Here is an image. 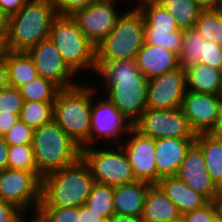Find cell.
I'll use <instances>...</instances> for the list:
<instances>
[{
	"mask_svg": "<svg viewBox=\"0 0 222 222\" xmlns=\"http://www.w3.org/2000/svg\"><path fill=\"white\" fill-rule=\"evenodd\" d=\"M56 16L49 0H28L19 12L6 19V50L27 52L49 38Z\"/></svg>",
	"mask_w": 222,
	"mask_h": 222,
	"instance_id": "3",
	"label": "cell"
},
{
	"mask_svg": "<svg viewBox=\"0 0 222 222\" xmlns=\"http://www.w3.org/2000/svg\"><path fill=\"white\" fill-rule=\"evenodd\" d=\"M157 184L175 203L181 214L202 208L210 202L204 195L192 190L177 176L163 177Z\"/></svg>",
	"mask_w": 222,
	"mask_h": 222,
	"instance_id": "21",
	"label": "cell"
},
{
	"mask_svg": "<svg viewBox=\"0 0 222 222\" xmlns=\"http://www.w3.org/2000/svg\"><path fill=\"white\" fill-rule=\"evenodd\" d=\"M187 90L220 95L221 70L197 63L185 69Z\"/></svg>",
	"mask_w": 222,
	"mask_h": 222,
	"instance_id": "24",
	"label": "cell"
},
{
	"mask_svg": "<svg viewBox=\"0 0 222 222\" xmlns=\"http://www.w3.org/2000/svg\"><path fill=\"white\" fill-rule=\"evenodd\" d=\"M182 214L158 184H151L147 190L141 219L143 222H174Z\"/></svg>",
	"mask_w": 222,
	"mask_h": 222,
	"instance_id": "20",
	"label": "cell"
},
{
	"mask_svg": "<svg viewBox=\"0 0 222 222\" xmlns=\"http://www.w3.org/2000/svg\"><path fill=\"white\" fill-rule=\"evenodd\" d=\"M137 1V2H136ZM133 0L131 6H142V5H147V4H159L161 3L163 0Z\"/></svg>",
	"mask_w": 222,
	"mask_h": 222,
	"instance_id": "52",
	"label": "cell"
},
{
	"mask_svg": "<svg viewBox=\"0 0 222 222\" xmlns=\"http://www.w3.org/2000/svg\"><path fill=\"white\" fill-rule=\"evenodd\" d=\"M79 209V222H101V215L93 211L86 204L78 207Z\"/></svg>",
	"mask_w": 222,
	"mask_h": 222,
	"instance_id": "43",
	"label": "cell"
},
{
	"mask_svg": "<svg viewBox=\"0 0 222 222\" xmlns=\"http://www.w3.org/2000/svg\"><path fill=\"white\" fill-rule=\"evenodd\" d=\"M176 176L209 201H213L221 193L212 182L201 149L195 143L187 150Z\"/></svg>",
	"mask_w": 222,
	"mask_h": 222,
	"instance_id": "17",
	"label": "cell"
},
{
	"mask_svg": "<svg viewBox=\"0 0 222 222\" xmlns=\"http://www.w3.org/2000/svg\"><path fill=\"white\" fill-rule=\"evenodd\" d=\"M113 198V186L95 183L85 204L102 217L111 218L115 214Z\"/></svg>",
	"mask_w": 222,
	"mask_h": 222,
	"instance_id": "32",
	"label": "cell"
},
{
	"mask_svg": "<svg viewBox=\"0 0 222 222\" xmlns=\"http://www.w3.org/2000/svg\"><path fill=\"white\" fill-rule=\"evenodd\" d=\"M94 76V79L98 78L95 82L97 91L100 89L101 94L103 89L104 97L130 123L133 124L147 109L148 79L142 75L135 60L96 61Z\"/></svg>",
	"mask_w": 222,
	"mask_h": 222,
	"instance_id": "1",
	"label": "cell"
},
{
	"mask_svg": "<svg viewBox=\"0 0 222 222\" xmlns=\"http://www.w3.org/2000/svg\"><path fill=\"white\" fill-rule=\"evenodd\" d=\"M195 138H159L155 140L157 183L163 177L176 176L185 154Z\"/></svg>",
	"mask_w": 222,
	"mask_h": 222,
	"instance_id": "18",
	"label": "cell"
},
{
	"mask_svg": "<svg viewBox=\"0 0 222 222\" xmlns=\"http://www.w3.org/2000/svg\"><path fill=\"white\" fill-rule=\"evenodd\" d=\"M5 39L6 37H0V58H2L6 52Z\"/></svg>",
	"mask_w": 222,
	"mask_h": 222,
	"instance_id": "54",
	"label": "cell"
},
{
	"mask_svg": "<svg viewBox=\"0 0 222 222\" xmlns=\"http://www.w3.org/2000/svg\"><path fill=\"white\" fill-rule=\"evenodd\" d=\"M23 103L19 89L9 86L0 90V114H19Z\"/></svg>",
	"mask_w": 222,
	"mask_h": 222,
	"instance_id": "35",
	"label": "cell"
},
{
	"mask_svg": "<svg viewBox=\"0 0 222 222\" xmlns=\"http://www.w3.org/2000/svg\"><path fill=\"white\" fill-rule=\"evenodd\" d=\"M10 86L8 77V68L6 63V52L5 55L0 58V90Z\"/></svg>",
	"mask_w": 222,
	"mask_h": 222,
	"instance_id": "45",
	"label": "cell"
},
{
	"mask_svg": "<svg viewBox=\"0 0 222 222\" xmlns=\"http://www.w3.org/2000/svg\"><path fill=\"white\" fill-rule=\"evenodd\" d=\"M28 0H0V13L8 19L16 14Z\"/></svg>",
	"mask_w": 222,
	"mask_h": 222,
	"instance_id": "42",
	"label": "cell"
},
{
	"mask_svg": "<svg viewBox=\"0 0 222 222\" xmlns=\"http://www.w3.org/2000/svg\"><path fill=\"white\" fill-rule=\"evenodd\" d=\"M194 143L201 149L212 182L222 192V138L216 132L198 133Z\"/></svg>",
	"mask_w": 222,
	"mask_h": 222,
	"instance_id": "23",
	"label": "cell"
},
{
	"mask_svg": "<svg viewBox=\"0 0 222 222\" xmlns=\"http://www.w3.org/2000/svg\"><path fill=\"white\" fill-rule=\"evenodd\" d=\"M41 187L42 177L37 171L9 168L0 171V199L16 205L23 212L38 211Z\"/></svg>",
	"mask_w": 222,
	"mask_h": 222,
	"instance_id": "10",
	"label": "cell"
},
{
	"mask_svg": "<svg viewBox=\"0 0 222 222\" xmlns=\"http://www.w3.org/2000/svg\"><path fill=\"white\" fill-rule=\"evenodd\" d=\"M182 222H216V211L213 201L204 207L182 214Z\"/></svg>",
	"mask_w": 222,
	"mask_h": 222,
	"instance_id": "40",
	"label": "cell"
},
{
	"mask_svg": "<svg viewBox=\"0 0 222 222\" xmlns=\"http://www.w3.org/2000/svg\"><path fill=\"white\" fill-rule=\"evenodd\" d=\"M38 211L48 222H79V209L76 207H39Z\"/></svg>",
	"mask_w": 222,
	"mask_h": 222,
	"instance_id": "36",
	"label": "cell"
},
{
	"mask_svg": "<svg viewBox=\"0 0 222 222\" xmlns=\"http://www.w3.org/2000/svg\"><path fill=\"white\" fill-rule=\"evenodd\" d=\"M201 10L218 9V0H194Z\"/></svg>",
	"mask_w": 222,
	"mask_h": 222,
	"instance_id": "48",
	"label": "cell"
},
{
	"mask_svg": "<svg viewBox=\"0 0 222 222\" xmlns=\"http://www.w3.org/2000/svg\"><path fill=\"white\" fill-rule=\"evenodd\" d=\"M13 222H27V212H23L15 221Z\"/></svg>",
	"mask_w": 222,
	"mask_h": 222,
	"instance_id": "55",
	"label": "cell"
},
{
	"mask_svg": "<svg viewBox=\"0 0 222 222\" xmlns=\"http://www.w3.org/2000/svg\"><path fill=\"white\" fill-rule=\"evenodd\" d=\"M57 15L72 16L75 12L85 9L96 0H49Z\"/></svg>",
	"mask_w": 222,
	"mask_h": 222,
	"instance_id": "39",
	"label": "cell"
},
{
	"mask_svg": "<svg viewBox=\"0 0 222 222\" xmlns=\"http://www.w3.org/2000/svg\"><path fill=\"white\" fill-rule=\"evenodd\" d=\"M24 101L55 102L61 88L51 80L37 77L19 88Z\"/></svg>",
	"mask_w": 222,
	"mask_h": 222,
	"instance_id": "29",
	"label": "cell"
},
{
	"mask_svg": "<svg viewBox=\"0 0 222 222\" xmlns=\"http://www.w3.org/2000/svg\"><path fill=\"white\" fill-rule=\"evenodd\" d=\"M135 61L142 75L148 80L180 68L178 54L145 43L137 53Z\"/></svg>",
	"mask_w": 222,
	"mask_h": 222,
	"instance_id": "19",
	"label": "cell"
},
{
	"mask_svg": "<svg viewBox=\"0 0 222 222\" xmlns=\"http://www.w3.org/2000/svg\"><path fill=\"white\" fill-rule=\"evenodd\" d=\"M32 147L37 173L41 177L60 170L81 157V146L53 119L34 129Z\"/></svg>",
	"mask_w": 222,
	"mask_h": 222,
	"instance_id": "5",
	"label": "cell"
},
{
	"mask_svg": "<svg viewBox=\"0 0 222 222\" xmlns=\"http://www.w3.org/2000/svg\"><path fill=\"white\" fill-rule=\"evenodd\" d=\"M111 222H143L141 217H136L126 214H114L111 217Z\"/></svg>",
	"mask_w": 222,
	"mask_h": 222,
	"instance_id": "47",
	"label": "cell"
},
{
	"mask_svg": "<svg viewBox=\"0 0 222 222\" xmlns=\"http://www.w3.org/2000/svg\"><path fill=\"white\" fill-rule=\"evenodd\" d=\"M174 18L180 29L194 27L201 9L194 0H163L160 3Z\"/></svg>",
	"mask_w": 222,
	"mask_h": 222,
	"instance_id": "27",
	"label": "cell"
},
{
	"mask_svg": "<svg viewBox=\"0 0 222 222\" xmlns=\"http://www.w3.org/2000/svg\"><path fill=\"white\" fill-rule=\"evenodd\" d=\"M127 1H128V3H126V2L124 3V4H127V6H125V5H124L123 7H128V6H131V4H132V2H133V1H131V0H130V1H129V0H127Z\"/></svg>",
	"mask_w": 222,
	"mask_h": 222,
	"instance_id": "57",
	"label": "cell"
},
{
	"mask_svg": "<svg viewBox=\"0 0 222 222\" xmlns=\"http://www.w3.org/2000/svg\"><path fill=\"white\" fill-rule=\"evenodd\" d=\"M216 211V222H222V192L213 200Z\"/></svg>",
	"mask_w": 222,
	"mask_h": 222,
	"instance_id": "49",
	"label": "cell"
},
{
	"mask_svg": "<svg viewBox=\"0 0 222 222\" xmlns=\"http://www.w3.org/2000/svg\"><path fill=\"white\" fill-rule=\"evenodd\" d=\"M90 76L88 83L82 80L61 89L53 105V120L80 146L89 139L92 96L97 91Z\"/></svg>",
	"mask_w": 222,
	"mask_h": 222,
	"instance_id": "4",
	"label": "cell"
},
{
	"mask_svg": "<svg viewBox=\"0 0 222 222\" xmlns=\"http://www.w3.org/2000/svg\"><path fill=\"white\" fill-rule=\"evenodd\" d=\"M120 146L127 155L136 180L157 184L155 139L140 134L132 127Z\"/></svg>",
	"mask_w": 222,
	"mask_h": 222,
	"instance_id": "15",
	"label": "cell"
},
{
	"mask_svg": "<svg viewBox=\"0 0 222 222\" xmlns=\"http://www.w3.org/2000/svg\"><path fill=\"white\" fill-rule=\"evenodd\" d=\"M181 109L195 134L218 132V96L187 90Z\"/></svg>",
	"mask_w": 222,
	"mask_h": 222,
	"instance_id": "16",
	"label": "cell"
},
{
	"mask_svg": "<svg viewBox=\"0 0 222 222\" xmlns=\"http://www.w3.org/2000/svg\"><path fill=\"white\" fill-rule=\"evenodd\" d=\"M101 222H111V218L101 217Z\"/></svg>",
	"mask_w": 222,
	"mask_h": 222,
	"instance_id": "56",
	"label": "cell"
},
{
	"mask_svg": "<svg viewBox=\"0 0 222 222\" xmlns=\"http://www.w3.org/2000/svg\"><path fill=\"white\" fill-rule=\"evenodd\" d=\"M138 8L144 17V30L179 31L175 18L159 3L133 6Z\"/></svg>",
	"mask_w": 222,
	"mask_h": 222,
	"instance_id": "26",
	"label": "cell"
},
{
	"mask_svg": "<svg viewBox=\"0 0 222 222\" xmlns=\"http://www.w3.org/2000/svg\"><path fill=\"white\" fill-rule=\"evenodd\" d=\"M99 94L96 91L92 96L89 139L81 148L120 145L132 128L133 124L108 99ZM100 141L103 144H98Z\"/></svg>",
	"mask_w": 222,
	"mask_h": 222,
	"instance_id": "9",
	"label": "cell"
},
{
	"mask_svg": "<svg viewBox=\"0 0 222 222\" xmlns=\"http://www.w3.org/2000/svg\"><path fill=\"white\" fill-rule=\"evenodd\" d=\"M123 2L121 0H96L85 9L75 12L72 18L82 33L96 47L113 30L118 17L123 13L122 9L121 11L118 9L119 4L122 5Z\"/></svg>",
	"mask_w": 222,
	"mask_h": 222,
	"instance_id": "12",
	"label": "cell"
},
{
	"mask_svg": "<svg viewBox=\"0 0 222 222\" xmlns=\"http://www.w3.org/2000/svg\"><path fill=\"white\" fill-rule=\"evenodd\" d=\"M94 145L81 148L95 183L113 187L132 183L136 178L124 149L120 145Z\"/></svg>",
	"mask_w": 222,
	"mask_h": 222,
	"instance_id": "8",
	"label": "cell"
},
{
	"mask_svg": "<svg viewBox=\"0 0 222 222\" xmlns=\"http://www.w3.org/2000/svg\"><path fill=\"white\" fill-rule=\"evenodd\" d=\"M18 121L19 114H0V136L7 133Z\"/></svg>",
	"mask_w": 222,
	"mask_h": 222,
	"instance_id": "44",
	"label": "cell"
},
{
	"mask_svg": "<svg viewBox=\"0 0 222 222\" xmlns=\"http://www.w3.org/2000/svg\"><path fill=\"white\" fill-rule=\"evenodd\" d=\"M23 211L16 205L0 199V222H13Z\"/></svg>",
	"mask_w": 222,
	"mask_h": 222,
	"instance_id": "41",
	"label": "cell"
},
{
	"mask_svg": "<svg viewBox=\"0 0 222 222\" xmlns=\"http://www.w3.org/2000/svg\"><path fill=\"white\" fill-rule=\"evenodd\" d=\"M0 37H6V18L0 13Z\"/></svg>",
	"mask_w": 222,
	"mask_h": 222,
	"instance_id": "53",
	"label": "cell"
},
{
	"mask_svg": "<svg viewBox=\"0 0 222 222\" xmlns=\"http://www.w3.org/2000/svg\"><path fill=\"white\" fill-rule=\"evenodd\" d=\"M219 136L222 138V128L217 132Z\"/></svg>",
	"mask_w": 222,
	"mask_h": 222,
	"instance_id": "60",
	"label": "cell"
},
{
	"mask_svg": "<svg viewBox=\"0 0 222 222\" xmlns=\"http://www.w3.org/2000/svg\"><path fill=\"white\" fill-rule=\"evenodd\" d=\"M202 41H205V39L194 27L184 30L182 50L179 54L182 70L197 63H202Z\"/></svg>",
	"mask_w": 222,
	"mask_h": 222,
	"instance_id": "30",
	"label": "cell"
},
{
	"mask_svg": "<svg viewBox=\"0 0 222 222\" xmlns=\"http://www.w3.org/2000/svg\"><path fill=\"white\" fill-rule=\"evenodd\" d=\"M8 152L9 145L5 142L4 137L0 136V171L7 168Z\"/></svg>",
	"mask_w": 222,
	"mask_h": 222,
	"instance_id": "46",
	"label": "cell"
},
{
	"mask_svg": "<svg viewBox=\"0 0 222 222\" xmlns=\"http://www.w3.org/2000/svg\"><path fill=\"white\" fill-rule=\"evenodd\" d=\"M6 63L11 87L19 89L39 77L36 66L27 52L6 50Z\"/></svg>",
	"mask_w": 222,
	"mask_h": 222,
	"instance_id": "25",
	"label": "cell"
},
{
	"mask_svg": "<svg viewBox=\"0 0 222 222\" xmlns=\"http://www.w3.org/2000/svg\"><path fill=\"white\" fill-rule=\"evenodd\" d=\"M7 168L22 171H37L32 144L9 146Z\"/></svg>",
	"mask_w": 222,
	"mask_h": 222,
	"instance_id": "34",
	"label": "cell"
},
{
	"mask_svg": "<svg viewBox=\"0 0 222 222\" xmlns=\"http://www.w3.org/2000/svg\"><path fill=\"white\" fill-rule=\"evenodd\" d=\"M222 7V0H218V8Z\"/></svg>",
	"mask_w": 222,
	"mask_h": 222,
	"instance_id": "59",
	"label": "cell"
},
{
	"mask_svg": "<svg viewBox=\"0 0 222 222\" xmlns=\"http://www.w3.org/2000/svg\"><path fill=\"white\" fill-rule=\"evenodd\" d=\"M186 91L185 70L181 68L151 78L148 80L147 109L181 108Z\"/></svg>",
	"mask_w": 222,
	"mask_h": 222,
	"instance_id": "14",
	"label": "cell"
},
{
	"mask_svg": "<svg viewBox=\"0 0 222 222\" xmlns=\"http://www.w3.org/2000/svg\"><path fill=\"white\" fill-rule=\"evenodd\" d=\"M54 102L24 101L19 120L36 129L53 119Z\"/></svg>",
	"mask_w": 222,
	"mask_h": 222,
	"instance_id": "31",
	"label": "cell"
},
{
	"mask_svg": "<svg viewBox=\"0 0 222 222\" xmlns=\"http://www.w3.org/2000/svg\"><path fill=\"white\" fill-rule=\"evenodd\" d=\"M34 129L19 120L15 125L3 135L5 142L9 146L32 144Z\"/></svg>",
	"mask_w": 222,
	"mask_h": 222,
	"instance_id": "37",
	"label": "cell"
},
{
	"mask_svg": "<svg viewBox=\"0 0 222 222\" xmlns=\"http://www.w3.org/2000/svg\"><path fill=\"white\" fill-rule=\"evenodd\" d=\"M222 128V94L218 95V131Z\"/></svg>",
	"mask_w": 222,
	"mask_h": 222,
	"instance_id": "51",
	"label": "cell"
},
{
	"mask_svg": "<svg viewBox=\"0 0 222 222\" xmlns=\"http://www.w3.org/2000/svg\"><path fill=\"white\" fill-rule=\"evenodd\" d=\"M27 53L36 66L38 76L51 80L61 89L73 87L82 81L66 65L56 45L49 38L39 42Z\"/></svg>",
	"mask_w": 222,
	"mask_h": 222,
	"instance_id": "13",
	"label": "cell"
},
{
	"mask_svg": "<svg viewBox=\"0 0 222 222\" xmlns=\"http://www.w3.org/2000/svg\"><path fill=\"white\" fill-rule=\"evenodd\" d=\"M132 127L140 134L155 140L159 138H195L196 136L181 108L146 109Z\"/></svg>",
	"mask_w": 222,
	"mask_h": 222,
	"instance_id": "11",
	"label": "cell"
},
{
	"mask_svg": "<svg viewBox=\"0 0 222 222\" xmlns=\"http://www.w3.org/2000/svg\"><path fill=\"white\" fill-rule=\"evenodd\" d=\"M30 214L27 212V222H48L39 211L30 212Z\"/></svg>",
	"mask_w": 222,
	"mask_h": 222,
	"instance_id": "50",
	"label": "cell"
},
{
	"mask_svg": "<svg viewBox=\"0 0 222 222\" xmlns=\"http://www.w3.org/2000/svg\"><path fill=\"white\" fill-rule=\"evenodd\" d=\"M151 184L136 180L114 187V211L115 214H126L141 217L147 190Z\"/></svg>",
	"mask_w": 222,
	"mask_h": 222,
	"instance_id": "22",
	"label": "cell"
},
{
	"mask_svg": "<svg viewBox=\"0 0 222 222\" xmlns=\"http://www.w3.org/2000/svg\"><path fill=\"white\" fill-rule=\"evenodd\" d=\"M49 39L56 45L63 61L79 76V79L83 80L81 73L86 75L88 73L87 80L89 74L95 75L96 47L82 33L72 16L57 15L53 19Z\"/></svg>",
	"mask_w": 222,
	"mask_h": 222,
	"instance_id": "6",
	"label": "cell"
},
{
	"mask_svg": "<svg viewBox=\"0 0 222 222\" xmlns=\"http://www.w3.org/2000/svg\"><path fill=\"white\" fill-rule=\"evenodd\" d=\"M124 9L113 30L96 46V61L136 60L144 44V17L138 8Z\"/></svg>",
	"mask_w": 222,
	"mask_h": 222,
	"instance_id": "7",
	"label": "cell"
},
{
	"mask_svg": "<svg viewBox=\"0 0 222 222\" xmlns=\"http://www.w3.org/2000/svg\"><path fill=\"white\" fill-rule=\"evenodd\" d=\"M202 64L222 70V46L202 41Z\"/></svg>",
	"mask_w": 222,
	"mask_h": 222,
	"instance_id": "38",
	"label": "cell"
},
{
	"mask_svg": "<svg viewBox=\"0 0 222 222\" xmlns=\"http://www.w3.org/2000/svg\"><path fill=\"white\" fill-rule=\"evenodd\" d=\"M184 30L169 32L162 30H144V43L163 47L166 50L180 54L183 45Z\"/></svg>",
	"mask_w": 222,
	"mask_h": 222,
	"instance_id": "33",
	"label": "cell"
},
{
	"mask_svg": "<svg viewBox=\"0 0 222 222\" xmlns=\"http://www.w3.org/2000/svg\"><path fill=\"white\" fill-rule=\"evenodd\" d=\"M220 94H222V70H221V84H220Z\"/></svg>",
	"mask_w": 222,
	"mask_h": 222,
	"instance_id": "58",
	"label": "cell"
},
{
	"mask_svg": "<svg viewBox=\"0 0 222 222\" xmlns=\"http://www.w3.org/2000/svg\"><path fill=\"white\" fill-rule=\"evenodd\" d=\"M95 180L80 157L74 163L42 177L39 207H80L86 203Z\"/></svg>",
	"mask_w": 222,
	"mask_h": 222,
	"instance_id": "2",
	"label": "cell"
},
{
	"mask_svg": "<svg viewBox=\"0 0 222 222\" xmlns=\"http://www.w3.org/2000/svg\"><path fill=\"white\" fill-rule=\"evenodd\" d=\"M194 28L205 40L222 46V7L201 10Z\"/></svg>",
	"mask_w": 222,
	"mask_h": 222,
	"instance_id": "28",
	"label": "cell"
}]
</instances>
